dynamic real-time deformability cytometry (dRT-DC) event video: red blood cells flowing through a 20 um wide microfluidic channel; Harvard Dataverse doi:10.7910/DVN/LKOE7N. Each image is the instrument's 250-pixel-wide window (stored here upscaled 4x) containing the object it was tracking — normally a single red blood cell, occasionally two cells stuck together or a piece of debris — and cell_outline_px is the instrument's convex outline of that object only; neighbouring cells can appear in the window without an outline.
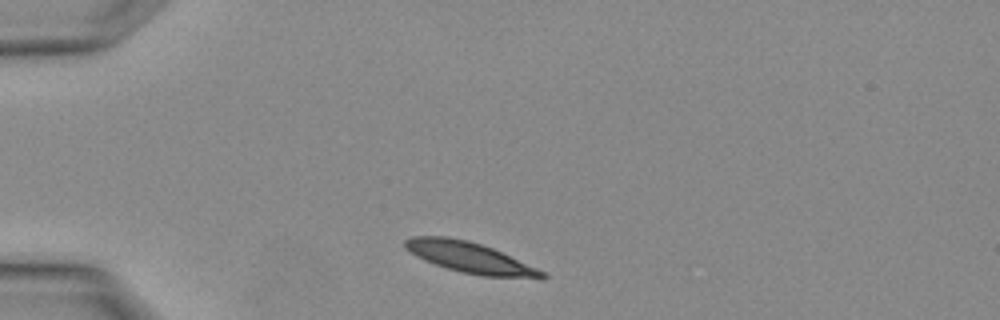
{"species": "Egyptian fruit bat (a non-hibernating species)", "species_latin": "Rousettus aegyptiacus", "temperature_condition": "warm", "stored_images_in_passage": 3, "segment_of_instrument_passage": [2, 2], "camera_frame_rate_fps": 3000, "um_per_image_px": 0.085, "animal": {"sex": "female"}, "frame": {"image": 1, "passage_image": 3, "time_ms": 0.667, "image_size_px": [1000, 320], "cell_outline_px": [[548, 276], [480, 276], [460, 272], [424, 260], [416, 256], [404, 248], [404, 240], [412, 236], [448, 236], [468, 240], [492, 248], [536, 268], [544, 272]], "centroid_in_image_um": [39.78, 21.84], "position_along_channel_um": 45.2, "area_um2": 23.76}}